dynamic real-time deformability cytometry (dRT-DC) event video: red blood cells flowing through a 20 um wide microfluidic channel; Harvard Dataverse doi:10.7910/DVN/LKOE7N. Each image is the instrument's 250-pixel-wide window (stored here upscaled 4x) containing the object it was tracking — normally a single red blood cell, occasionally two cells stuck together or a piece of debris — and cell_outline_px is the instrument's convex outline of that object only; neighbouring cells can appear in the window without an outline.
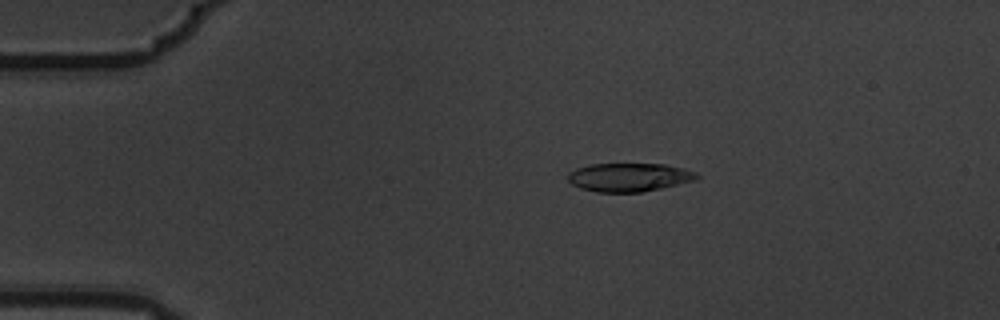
{"species": "common noctule bat (a hibernating species)", "species_latin": "Nyctalus noctula", "temperature_condition": "warm", "stored_images_in_passage": 11, "camera_frame_rate_fps": 3000, "um_per_image_px": 0.085, "animal": {"sex": "male", "body_mass_g": 19.5, "forearm_length_mm": 54.6}, "frame": {"image": 1, "passage_image": 3, "time_ms": 0.667, "image_size_px": [1000, 320], "cell_outline_px": [[700, 176], [696, 180], [660, 188], [640, 192], [596, 192], [580, 188], [572, 184], [568, 180], [568, 172], [576, 168], [588, 164], [664, 164], [696, 172]], "centroid_in_image_um": [53.43, 15.06], "position_along_channel_um": 31.6, "area_um2": 21.33}}
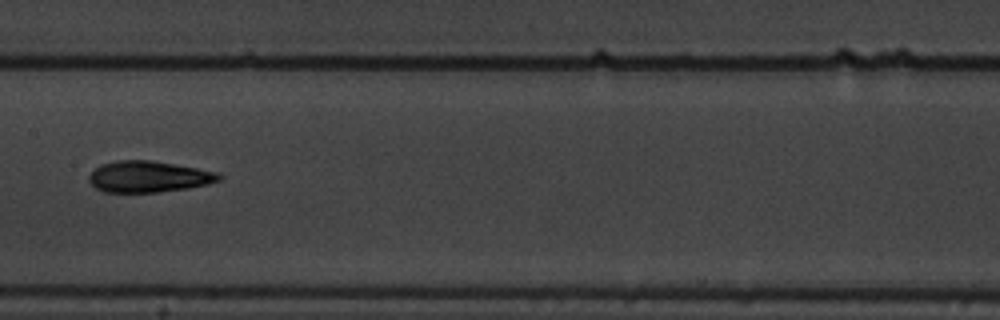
{"frame": {"image": 2, "passage_image": 8, "time_ms": 2.333, "image_size_px": [1000, 320], "cell_outline_px": [[224, 176], [220, 180], [208, 184], [188, 188], [156, 192], [104, 192], [96, 188], [88, 180], [88, 176], [100, 164], [116, 160], [152, 160], [220, 172]], "centroid_in_image_um": [12.65, 15.01], "position_along_channel_um": 194.7, "area_um2": 23.81}}
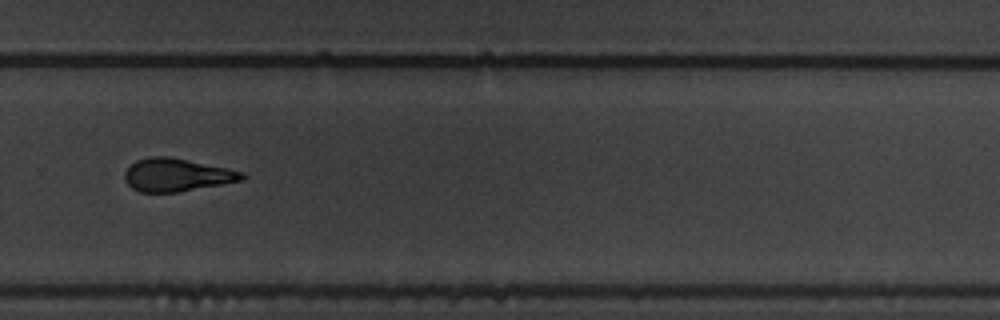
{"frame": {"image": 3, "passage_image": 11, "time_ms": 3.333, "image_size_px": [1000, 320], "cell_outline_px": [[248, 176], [244, 180], [224, 184], [176, 192], [140, 192], [132, 188], [124, 180], [124, 172], [136, 160], [148, 156], [168, 156], [228, 168], [244, 172]], "centroid_in_image_um": [15.04, 14.86], "position_along_channel_um": 314.8, "area_um2": 22.66}}